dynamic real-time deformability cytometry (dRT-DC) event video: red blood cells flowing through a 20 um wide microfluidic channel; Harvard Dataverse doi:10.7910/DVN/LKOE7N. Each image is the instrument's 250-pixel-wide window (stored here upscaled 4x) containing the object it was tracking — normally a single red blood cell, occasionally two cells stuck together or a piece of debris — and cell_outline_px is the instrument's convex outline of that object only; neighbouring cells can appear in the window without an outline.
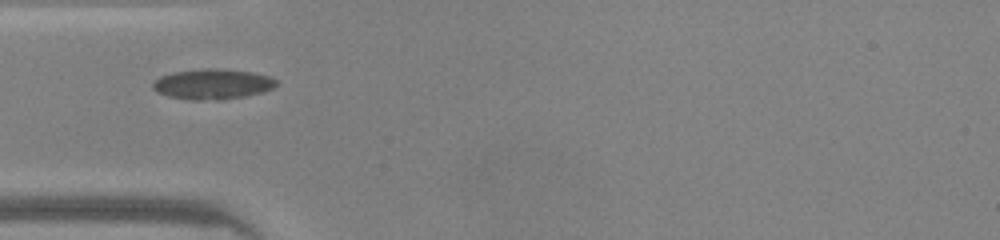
{"species": "common noctule bat (a hibernating species)", "species_latin": "Nyctalus noctula", "temperature_condition": "warm", "stored_images_in_passage": 35, "camera_frame_rate_fps": 3000, "um_per_image_px": 0.085, "animal": {"sex": "male", "body_mass_g": 20.0, "forearm_length_mm": 53.3}, "frame": {"image": 1, "passage_image": 1, "time_ms": 0.0, "image_size_px": [1000, 240], "cell_outline_px": [[276, 84], [272, 88], [260, 92], [244, 96], [220, 100], [192, 100], [168, 96], [156, 92], [152, 88], [152, 84], [160, 76], [172, 72], [204, 68], [216, 68], [252, 72], [268, 76], [276, 80]], "centroid_in_image_um": [18.01, 7.14], "position_along_channel_um": 67.0, "area_um2": 21.73}}
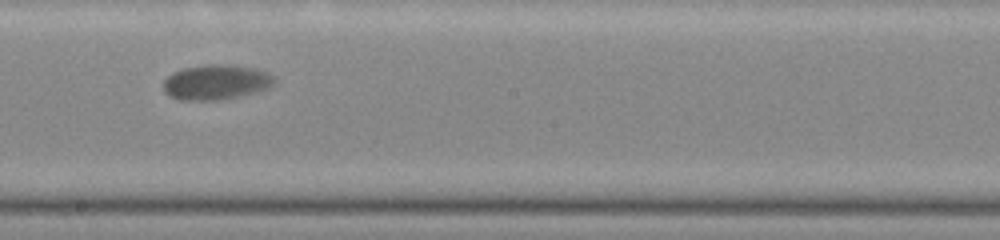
{"frame": {"image": 2, "passage_image": 13, "time_ms": 4.0, "image_size_px": [1000, 240], "cell_outline_px": [[276, 80], [268, 88], [256, 92], [240, 96], [216, 100], [180, 100], [164, 92], [164, 80], [172, 72], [184, 68], [208, 64], [216, 64], [252, 68], [268, 72], [276, 76]], "centroid_in_image_um": [18.37, 6.99], "position_along_channel_um": 229.8, "area_um2": 22.48}}
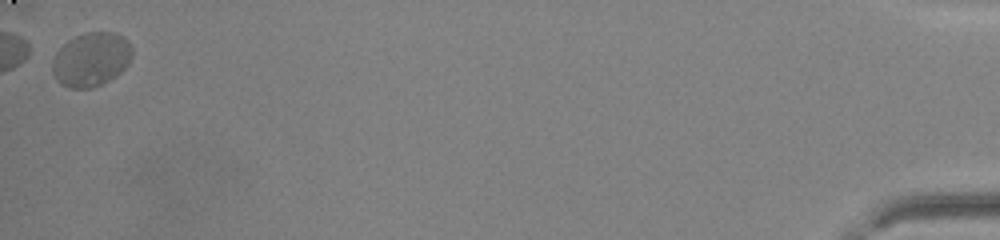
{"frame": {"image": 3, "passage_image": 35, "time_ms": 11.333, "image_size_px": [1000, 240], "cell_outline_px": [[132, 56], [128, 64], [120, 72], [108, 80], [92, 88], [68, 88], [60, 84], [56, 80], [52, 72], [52, 60], [56, 52], [68, 40], [84, 32], [116, 32], [124, 36], [128, 40], [132, 48]], "centroid_in_image_um": [7.74, 5.04], "position_along_channel_um": 427.5, "area_um2": 25.26}}